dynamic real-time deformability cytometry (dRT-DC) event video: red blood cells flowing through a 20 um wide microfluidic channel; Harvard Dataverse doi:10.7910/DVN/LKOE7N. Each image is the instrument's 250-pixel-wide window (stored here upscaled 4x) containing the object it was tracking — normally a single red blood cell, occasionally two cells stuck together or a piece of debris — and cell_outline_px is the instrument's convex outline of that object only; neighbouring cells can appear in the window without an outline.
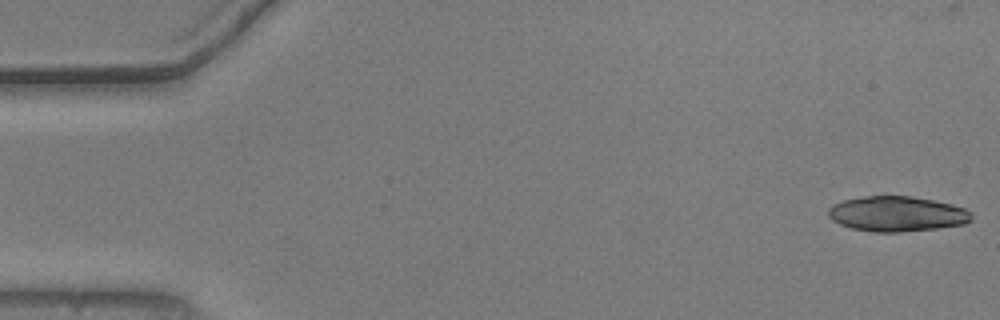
{"species": "common noctule bat (a hibernating species)", "species_latin": "Nyctalus noctula", "temperature_condition": "warm", "stored_images_in_passage": 10, "camera_frame_rate_fps": 3000, "um_per_image_px": 0.085, "animal": {"sex": "male", "body_mass_g": 20.5, "forearm_length_mm": 52.5}, "frame": {"image": 1, "passage_image": 1, "time_ms": 0.0, "image_size_px": [1000, 320], "cell_outline_px": [[972, 220], [964, 224], [936, 228], [900, 232], [872, 232], [852, 228], [840, 224], [832, 220], [828, 216], [828, 208], [832, 204], [844, 200], [864, 196], [912, 196], [952, 204], [964, 208], [972, 212]], "centroid_in_image_um": [76.23, 18.18], "position_along_channel_um": 8.8, "area_um2": 29.42}}